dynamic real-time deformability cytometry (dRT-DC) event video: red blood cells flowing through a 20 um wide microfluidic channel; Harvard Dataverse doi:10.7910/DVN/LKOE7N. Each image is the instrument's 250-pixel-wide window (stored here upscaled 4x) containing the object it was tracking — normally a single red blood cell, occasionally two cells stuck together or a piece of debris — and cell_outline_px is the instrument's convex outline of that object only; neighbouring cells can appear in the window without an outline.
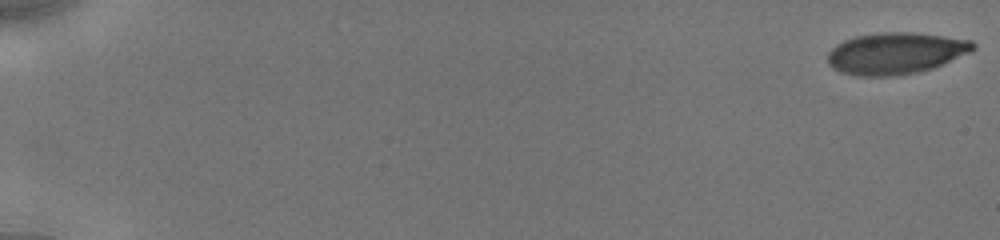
{"species": "human", "species_latin": "Homo sapiens", "temperature_condition": "cold", "stored_images_in_passage": 22, "camera_frame_rate_fps": 3000, "um_per_image_px": 0.085, "donor": {"sex": "male"}, "frame": {"image": 1, "passage_image": 1, "time_ms": 0.0, "image_size_px": [1000, 240], "cell_outline_px": [[976, 48], [972, 52], [932, 68], [916, 72], [896, 76], [856, 76], [840, 72], [832, 68], [828, 64], [828, 52], [836, 44], [844, 40], [856, 36], [880, 32], [908, 32], [972, 40], [976, 44]], "centroid_in_image_um": [76.11, 4.53], "position_along_channel_um": 8.9, "area_um2": 35.32}}
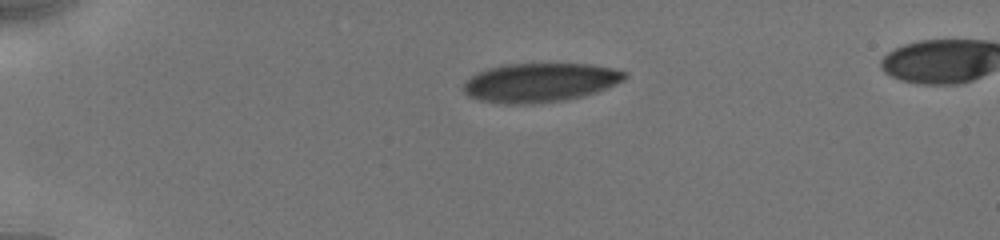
{"frame": {"image": 2, "passage_image": 13, "time_ms": 4.333, "image_size_px": [1000, 240], "cell_outline_px": [[628, 76], [624, 80], [608, 88], [584, 96], [564, 100], [524, 104], [504, 104], [480, 100], [468, 96], [464, 92], [464, 84], [476, 72], [488, 68], [508, 64], [592, 64], [612, 68], [628, 72]], "centroid_in_image_um": [45.94, 7.01], "position_along_channel_um": 39.1, "area_um2": 36.65}}